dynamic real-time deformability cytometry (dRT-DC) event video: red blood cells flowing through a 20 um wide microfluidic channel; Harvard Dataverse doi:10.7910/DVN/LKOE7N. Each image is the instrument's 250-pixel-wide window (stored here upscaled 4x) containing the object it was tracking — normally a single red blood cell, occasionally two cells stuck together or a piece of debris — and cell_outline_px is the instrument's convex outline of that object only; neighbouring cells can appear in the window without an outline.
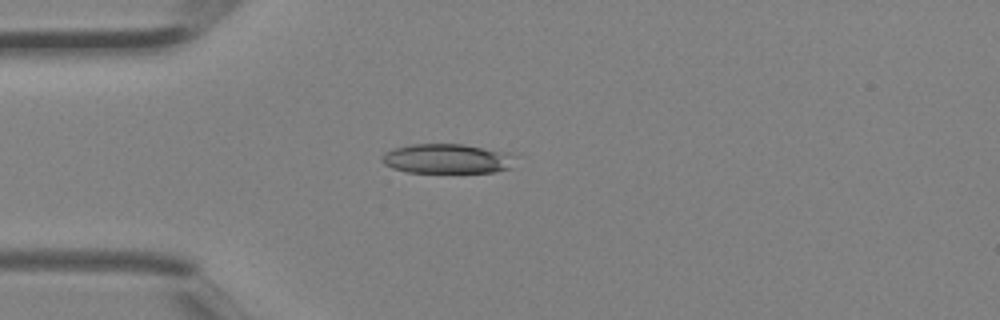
{"species": "Egyptian fruit bat (a non-hibernating species)", "species_latin": "Rousettus aegyptiacus", "temperature_condition": "room temperature", "stored_images_in_passage": 2, "camera_frame_rate_fps": 3000, "um_per_image_px": 0.085, "animal": {"sex": "female"}, "frame": {"image": 1, "passage_image": 2, "time_ms": 0.333, "image_size_px": [1000, 320], "cell_outline_px": [[516, 156], [512, 168], [492, 172], [408, 172], [392, 168], [384, 164], [380, 160], [380, 156], [384, 152], [392, 148], [412, 144], [464, 144], [512, 152]], "centroid_in_image_um": [38.02, 13.48], "position_along_channel_um": 47.0, "area_um2": 23.47}}